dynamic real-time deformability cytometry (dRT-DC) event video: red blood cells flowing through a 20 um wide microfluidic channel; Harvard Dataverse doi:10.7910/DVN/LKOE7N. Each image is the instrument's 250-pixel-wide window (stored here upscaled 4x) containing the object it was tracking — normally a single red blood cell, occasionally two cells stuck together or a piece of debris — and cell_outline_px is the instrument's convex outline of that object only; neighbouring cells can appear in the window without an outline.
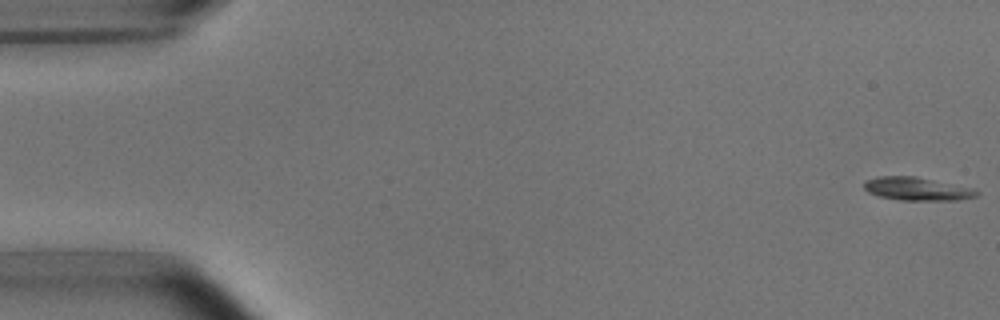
{"species": "common noctule bat (a hibernating species)", "species_latin": "Nyctalus noctula", "temperature_condition": "room temperature", "stored_images_in_passage": 5, "camera_frame_rate_fps": 3000, "um_per_image_px": 0.085, "animal": {"sex": "male", "body_mass_g": 15.6}, "frame": {"image": 1, "passage_image": 1, "time_ms": 0.0, "image_size_px": [1000, 320], "cell_outline_px": [[980, 192], [976, 196], [956, 200], [900, 200], [880, 196], [868, 192], [864, 188], [864, 180], [876, 176], [916, 176], [976, 188]], "centroid_in_image_um": [77.96, 16.04], "position_along_channel_um": 7.0, "area_um2": 15.37}}
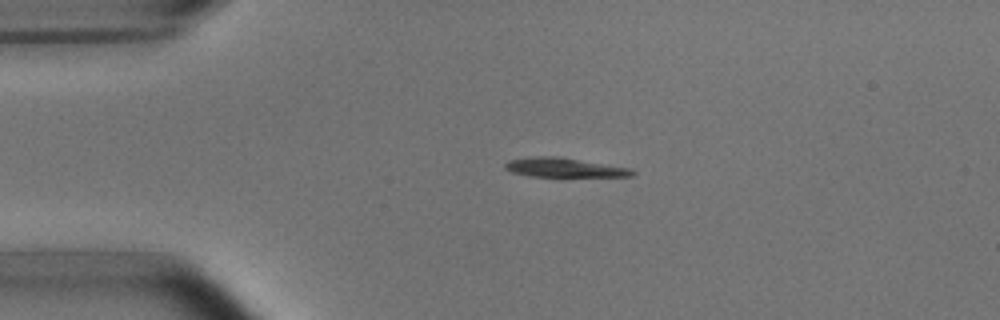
{"frame": {"image": 2, "passage_image": 4, "time_ms": 3.667, "image_size_px": [1000, 320], "cell_outline_px": [[636, 172], [632, 176], [532, 176], [512, 172], [504, 168], [504, 164], [508, 160], [532, 156], [560, 156], [632, 168]], "centroid_in_image_um": [47.96, 14.22], "position_along_channel_um": 37.0, "area_um2": 14.33}}